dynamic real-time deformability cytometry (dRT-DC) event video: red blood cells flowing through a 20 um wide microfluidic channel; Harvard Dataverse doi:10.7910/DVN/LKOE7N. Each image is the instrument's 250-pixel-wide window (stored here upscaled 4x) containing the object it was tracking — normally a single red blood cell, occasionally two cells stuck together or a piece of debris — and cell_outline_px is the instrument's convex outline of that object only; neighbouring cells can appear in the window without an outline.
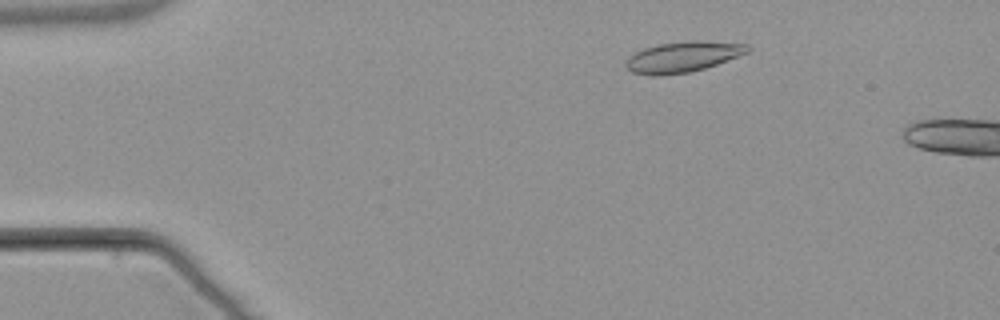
{"species": "common noctule bat (a hibernating species)", "species_latin": "Nyctalus noctula", "temperature_condition": "warm", "stored_images_in_passage": 4, "camera_frame_rate_fps": 3000, "um_per_image_px": 0.085, "animal": {"sex": "male", "body_mass_g": 21.5, "forearm_length_mm": 52.0}, "frame": {"image": 1, "passage_image": 2, "time_ms": 1.0, "image_size_px": [1000, 320], "cell_outline_px": [[752, 48], [748, 52], [716, 64], [704, 68], [688, 72], [656, 76], [652, 76], [632, 72], [624, 64], [628, 56], [644, 48], [656, 44], [688, 40], [700, 40], [748, 44]], "centroid_in_image_um": [58.02, 4.81], "position_along_channel_um": 27.0, "area_um2": 21.79}}